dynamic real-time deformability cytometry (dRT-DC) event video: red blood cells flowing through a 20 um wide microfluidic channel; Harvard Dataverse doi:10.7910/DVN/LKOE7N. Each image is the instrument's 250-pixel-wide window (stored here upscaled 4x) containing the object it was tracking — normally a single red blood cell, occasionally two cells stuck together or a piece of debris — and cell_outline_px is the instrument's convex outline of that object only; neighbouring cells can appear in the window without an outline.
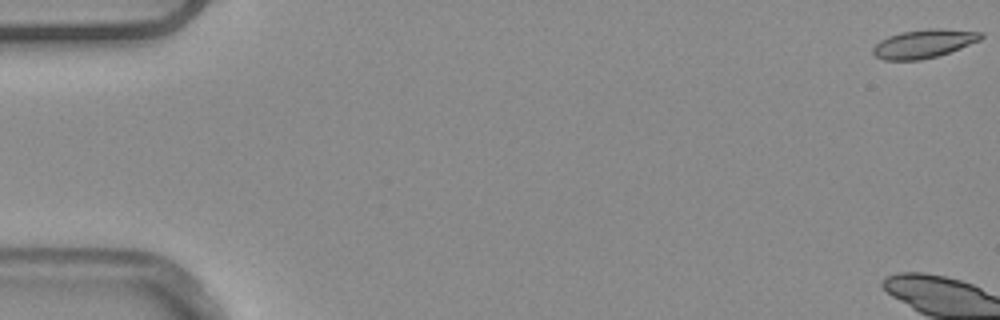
{"species": "common noctule bat (a hibernating species)", "species_latin": "Nyctalus noctula", "temperature_condition": "warm", "stored_images_in_passage": 5, "camera_frame_rate_fps": 3000, "um_per_image_px": 0.085, "animal": {"sex": "male", "body_mass_g": 20.4}, "frame": {"image": 1, "passage_image": 1, "time_ms": 0.0, "image_size_px": [1000, 320], "cell_outline_px": [[984, 36], [980, 40], [960, 48], [936, 56], [920, 60], [884, 60], [876, 56], [872, 52], [872, 48], [880, 40], [888, 36], [900, 32], [928, 28], [936, 28], [984, 32]], "centroid_in_image_um": [78.51, 3.7], "position_along_channel_um": 6.5, "area_um2": 17.92}}